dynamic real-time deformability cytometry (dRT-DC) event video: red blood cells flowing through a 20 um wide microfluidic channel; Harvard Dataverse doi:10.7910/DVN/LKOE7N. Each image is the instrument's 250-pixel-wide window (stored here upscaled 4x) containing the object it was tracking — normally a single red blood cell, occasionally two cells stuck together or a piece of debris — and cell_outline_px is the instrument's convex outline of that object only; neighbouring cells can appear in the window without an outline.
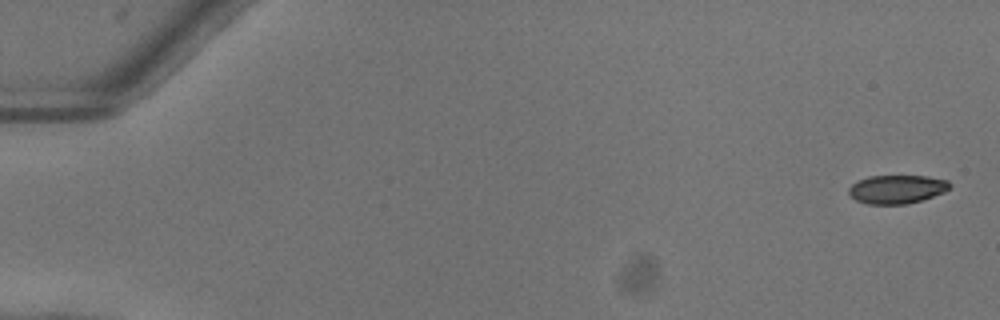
{"species": "common noctule bat (a hibernating species)", "species_latin": "Nyctalus noctula", "temperature_condition": "warm", "stored_images_in_passage": 52, "camera_frame_rate_fps": 3000, "um_per_image_px": 0.085, "animal": {"sex": "female"}, "frame": {"image": 1, "passage_image": 1, "time_ms": 0.0, "image_size_px": [1000, 320], "cell_outline_px": [[952, 184], [944, 192], [920, 200], [904, 204], [868, 204], [856, 200], [848, 192], [848, 188], [852, 184], [868, 176], [928, 176], [948, 180]], "centroid_in_image_um": [76.23, 16.07], "position_along_channel_um": 8.8, "area_um2": 16.65}}
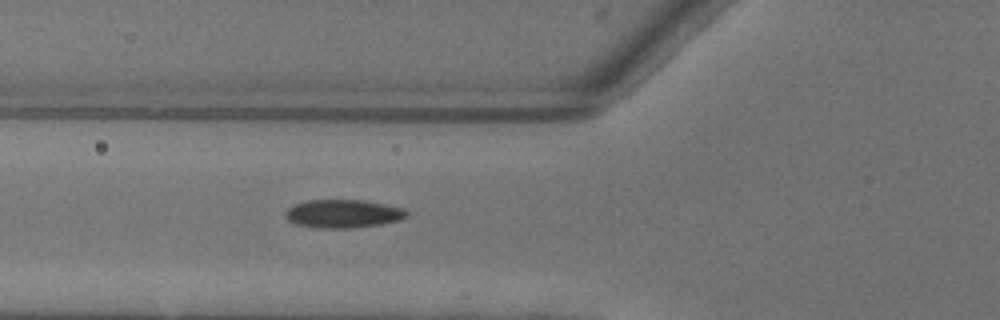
{"frame": {"image": 2, "passage_image": 20, "time_ms": 6.333, "image_size_px": [1000, 320], "cell_outline_px": [[408, 216], [400, 220], [380, 224], [352, 228], [320, 228], [296, 224], [288, 220], [284, 216], [284, 212], [292, 204], [308, 200], [364, 200], [404, 208], [408, 212]], "centroid_in_image_um": [29.15, 18.16], "position_along_channel_um": 96.7, "area_um2": 20.11}}
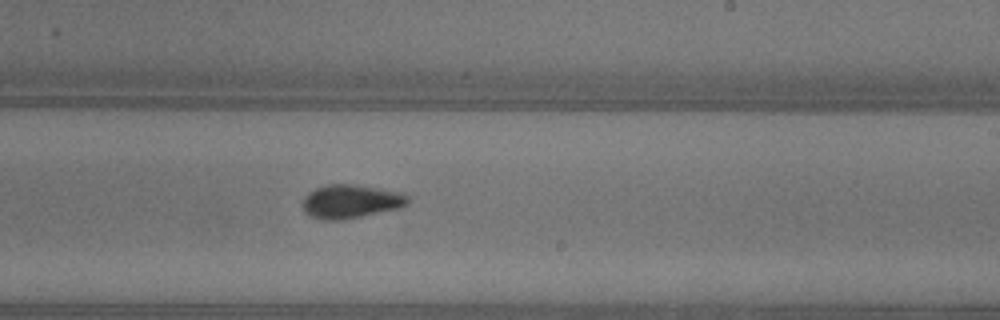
{"frame": {"image": 3, "passage_image": 32, "time_ms": 10.333, "image_size_px": [1000, 320], "cell_outline_px": [[408, 204], [400, 208], [340, 220], [324, 220], [312, 216], [304, 212], [304, 196], [308, 192], [316, 188], [328, 184], [352, 184], [404, 192], [408, 196]], "centroid_in_image_um": [29.84, 17.11], "position_along_channel_um": 259.2, "area_um2": 20.52}, "authors_computed_cell_mechanics": {"area_um2": 18.8717, "velocity_mm_per_s": 4.046, "shape_relaxation_time_tau1_ms": 9.9648, "shape_relaxation_time_tau2_ms": 4.4051, "deformation_change_tau1": 0.2368, "deformation_change_tau2": 0.0801}}